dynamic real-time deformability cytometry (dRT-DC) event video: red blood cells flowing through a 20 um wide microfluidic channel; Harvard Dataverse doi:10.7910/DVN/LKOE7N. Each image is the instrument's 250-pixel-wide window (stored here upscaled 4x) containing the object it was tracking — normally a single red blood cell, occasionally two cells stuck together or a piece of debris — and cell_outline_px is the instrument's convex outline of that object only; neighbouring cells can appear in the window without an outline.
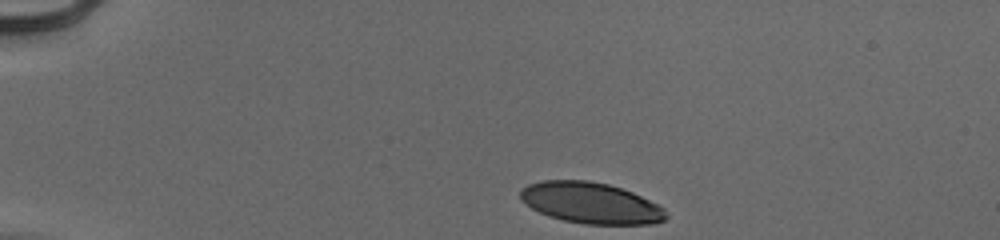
{"species": "human", "species_latin": "Homo sapiens", "temperature_condition": "cold", "stored_images_in_passage": 35, "camera_frame_rate_fps": 3000, "um_per_image_px": 0.085, "donor": {"sex": "male"}, "frame": {"image": 1, "passage_image": 1, "time_ms": 0.0, "image_size_px": [1000, 240], "cell_outline_px": [[668, 216], [664, 220], [652, 224], [584, 224], [564, 220], [548, 216], [532, 208], [520, 200], [520, 192], [528, 184], [540, 180], [588, 180], [608, 184], [632, 192], [664, 208]], "centroid_in_image_um": [50.2, 17.25], "position_along_channel_um": 34.8, "area_um2": 34.74}}
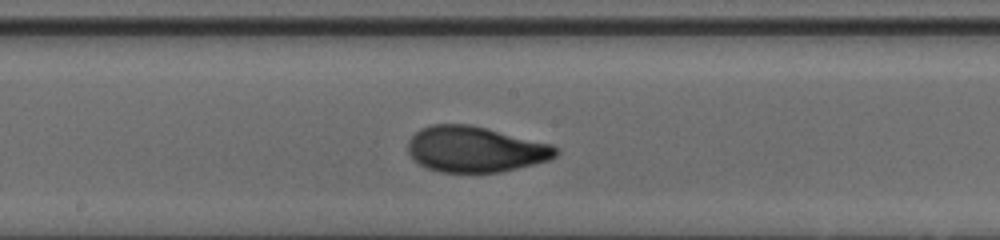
{"frame": {"image": 2, "passage_image": 20, "time_ms": 6.333, "image_size_px": [1000, 240], "cell_outline_px": [[560, 152], [556, 156], [548, 160], [500, 172], [440, 172], [428, 168], [420, 164], [408, 152], [408, 140], [420, 128], [432, 124], [468, 124], [488, 128], [552, 144]], "centroid_in_image_um": [40.4, 12.67], "position_along_channel_um": 207.8, "area_um2": 39.3}}
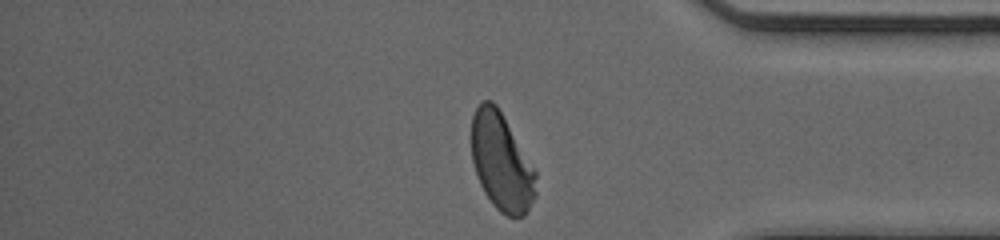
{"frame": {"image": 3, "passage_image": 35, "time_ms": 11.333, "image_size_px": [1000, 240], "cell_outline_px": [[536, 196], [524, 216], [508, 216], [500, 212], [492, 204], [484, 192], [476, 176], [472, 160], [472, 116], [476, 108], [484, 100], [492, 100], [496, 104], [536, 172]], "centroid_in_image_um": [42.61, 13.8], "position_along_channel_um": 392.6, "area_um2": 36.3}, "authors_computed_cell_mechanics": {"area_um2": 38.3214, "velocity_mm_per_s": 3.9397, "shape_relaxation_time_tau1_ms": 3.1213, "shape_relaxation_time_tau2_ms": 0.7998, "deformation_change_tau1": 0.1764, "deformation_change_tau2": 0.0567}}